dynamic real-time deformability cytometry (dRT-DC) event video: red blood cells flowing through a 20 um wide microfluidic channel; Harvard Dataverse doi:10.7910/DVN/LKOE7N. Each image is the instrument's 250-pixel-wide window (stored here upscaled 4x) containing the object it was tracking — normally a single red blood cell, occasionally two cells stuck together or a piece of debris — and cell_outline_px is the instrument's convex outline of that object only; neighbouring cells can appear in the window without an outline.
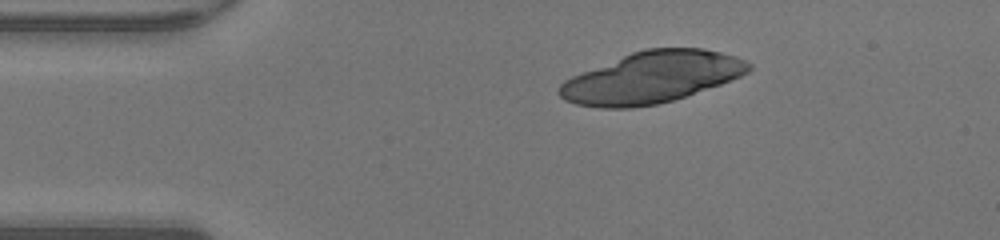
{"species": "human", "species_latin": "Homo sapiens", "temperature_condition": "warm", "stored_images_in_passage": 25, "camera_frame_rate_fps": 3000, "um_per_image_px": 0.085, "donor": {"sex": "male"}, "frame": {"image": 1, "passage_image": 1, "time_ms": 0.0, "image_size_px": [1000, 240], "cell_outline_px": [[752, 68], [748, 72], [740, 76], [720, 84], [672, 100], [656, 104], [628, 108], [604, 108], [576, 104], [564, 100], [556, 92], [560, 84], [564, 80], [572, 76], [632, 52], [644, 48], [704, 48], [736, 56], [752, 64]], "centroid_in_image_um": [55.38, 6.57], "position_along_channel_um": 29.6, "area_um2": 56.3}}